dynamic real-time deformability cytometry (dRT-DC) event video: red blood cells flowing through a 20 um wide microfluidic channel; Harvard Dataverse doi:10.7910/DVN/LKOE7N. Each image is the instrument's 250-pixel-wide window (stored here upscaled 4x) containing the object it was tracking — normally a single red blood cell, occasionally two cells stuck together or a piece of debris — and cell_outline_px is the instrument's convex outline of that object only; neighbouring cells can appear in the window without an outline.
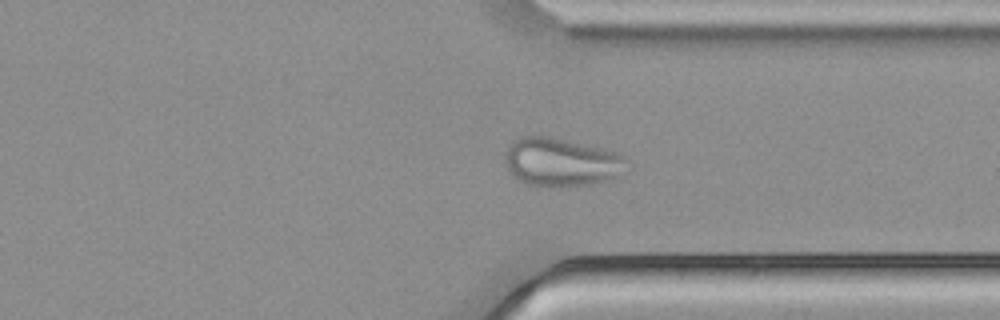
{"species": "common noctule bat (a hibernating species)", "species_latin": "Nyctalus noctula", "temperature_condition": "cold", "stored_images_in_passage": 47, "camera_frame_rate_fps": 3000, "um_per_image_px": 0.085, "animal": {"sex": "male", "body_mass_g": 21.5, "forearm_length_mm": 52.0}, "frame": {"image": 1, "passage_image": 34, "time_ms": 11.0, "image_size_px": [1000, 320], "cell_outline_px": [[632, 168], [628, 172], [608, 180], [592, 184], [528, 184], [520, 180], [504, 164], [504, 156], [508, 144], [512, 140], [520, 136], [548, 136], [604, 148], [616, 152], [632, 160]], "centroid_in_image_um": [47.81, 13.73], "position_along_channel_um": 363.6, "area_um2": 34.45}}